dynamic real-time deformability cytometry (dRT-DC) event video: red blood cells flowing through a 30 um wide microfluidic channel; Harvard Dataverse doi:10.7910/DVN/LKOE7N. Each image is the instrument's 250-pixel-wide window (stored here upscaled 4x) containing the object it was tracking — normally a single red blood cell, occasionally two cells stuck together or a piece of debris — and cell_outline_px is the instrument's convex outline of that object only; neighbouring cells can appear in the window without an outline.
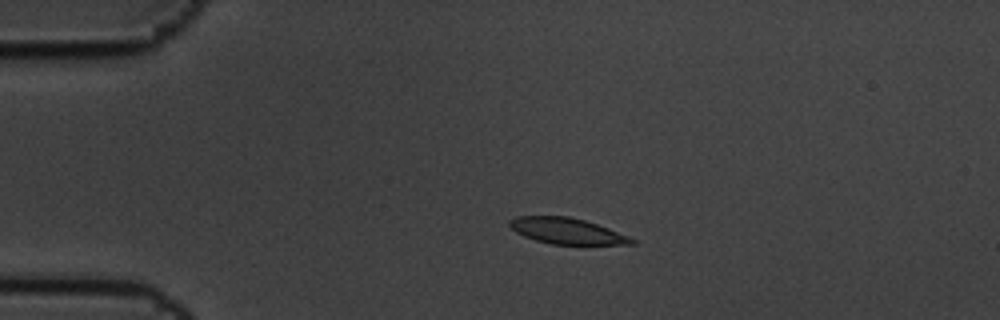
{"species": "common noctule bat (a hibernating species)", "species_latin": "Nyctalus noctula", "temperature_condition": "cold", "stored_images_in_passage": 9, "camera_frame_rate_fps": 3000, "um_per_image_px": 0.085, "animal": {"sex": "male", "body_mass_g": 19.5, "forearm_length_mm": 54.6}, "frame": {"image": 1, "passage_image": 3, "time_ms": 0.667, "image_size_px": [1000, 320], "cell_outline_px": [[636, 244], [552, 244], [536, 240], [524, 236], [516, 232], [508, 224], [508, 220], [516, 216], [568, 216], [584, 220], [608, 228], [628, 236], [636, 240]], "centroid_in_image_um": [48.16, 19.62], "position_along_channel_um": 36.8, "area_um2": 18.32}}
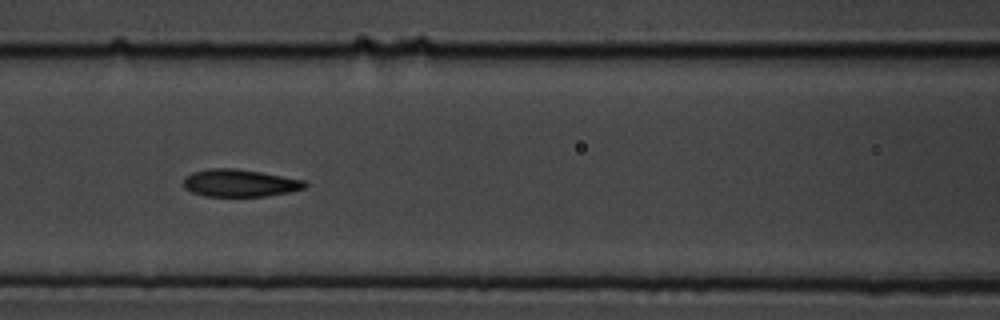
{"frame": {"image": 2, "passage_image": 7, "time_ms": 2.0, "image_size_px": [1000, 320], "cell_outline_px": [[308, 184], [304, 188], [288, 192], [268, 196], [204, 196], [192, 192], [184, 188], [184, 180], [192, 172], [208, 168], [236, 168], [260, 172], [304, 180]], "centroid_in_image_um": [20.37, 15.56], "position_along_channel_um": 146.2, "area_um2": 19.31}}
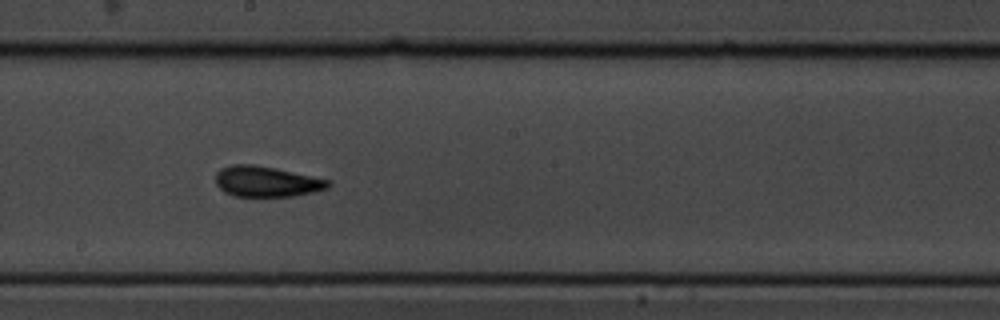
{"frame": {"image": 3, "passage_image": 9, "time_ms": 2.667, "image_size_px": [1000, 320], "cell_outline_px": [[332, 184], [328, 188], [312, 192], [292, 196], [232, 196], [224, 192], [216, 184], [216, 172], [220, 168], [232, 164], [252, 164], [276, 168], [332, 180]], "centroid_in_image_um": [22.66, 15.42], "position_along_channel_um": 225.5, "area_um2": 20.23}}